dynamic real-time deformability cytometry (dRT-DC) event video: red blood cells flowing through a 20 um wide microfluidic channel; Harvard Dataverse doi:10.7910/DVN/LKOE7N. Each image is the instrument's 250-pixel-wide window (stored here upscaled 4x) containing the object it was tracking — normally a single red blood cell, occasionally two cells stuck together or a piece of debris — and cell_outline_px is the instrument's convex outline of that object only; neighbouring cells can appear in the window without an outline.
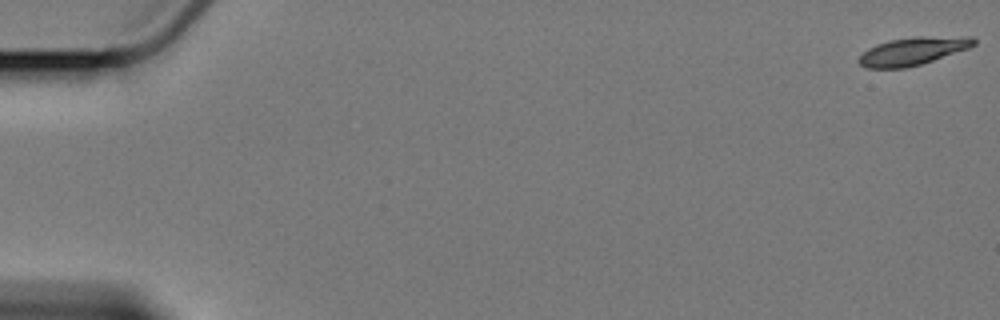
{"species": "Egyptian fruit bat (a non-hibernating species)", "species_latin": "Rousettus aegyptiacus", "temperature_condition": "cold", "stored_images_in_passage": 10, "camera_frame_rate_fps": 3000, "um_per_image_px": 0.085, "animal": {"sex": "female"}, "frame": {"image": 1, "passage_image": 1, "time_ms": 0.0, "image_size_px": [1000, 320], "cell_outline_px": [[976, 44], [968, 48], [920, 64], [904, 68], [864, 68], [856, 60], [868, 48], [876, 44], [888, 40], [912, 36], [972, 36], [976, 40]], "centroid_in_image_um": [77.57, 4.32], "position_along_channel_um": 7.4, "area_um2": 18.79}}
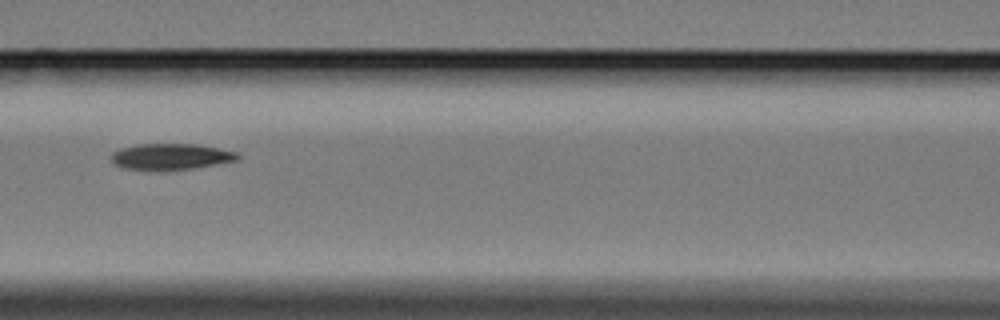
{"frame": {"image": 2, "passage_image": 8, "time_ms": 9.0, "image_size_px": [1000, 320], "cell_outline_px": [[240, 160], [168, 172], [148, 172], [124, 168], [116, 164], [108, 156], [112, 152], [120, 148], [136, 144], [196, 144], [236, 152], [240, 156]], "centroid_in_image_um": [14.45, 13.35], "position_along_channel_um": 152.1, "area_um2": 19.88}}
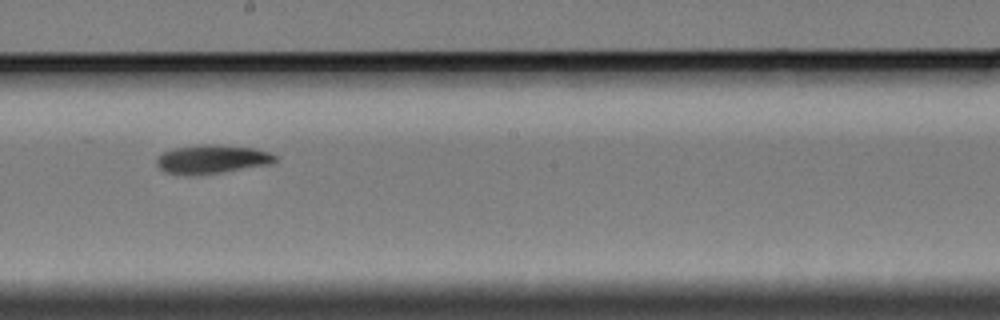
{"frame": {"image": 3, "passage_image": 10, "time_ms": 11.333, "image_size_px": [1000, 320], "cell_outline_px": [[276, 160], [272, 164], [220, 172], [188, 176], [184, 176], [164, 172], [156, 164], [156, 160], [164, 152], [172, 148], [204, 144], [212, 144], [252, 148], [268, 152], [276, 156]], "centroid_in_image_um": [17.97, 13.54], "position_along_channel_um": 230.2, "area_um2": 19.77}}